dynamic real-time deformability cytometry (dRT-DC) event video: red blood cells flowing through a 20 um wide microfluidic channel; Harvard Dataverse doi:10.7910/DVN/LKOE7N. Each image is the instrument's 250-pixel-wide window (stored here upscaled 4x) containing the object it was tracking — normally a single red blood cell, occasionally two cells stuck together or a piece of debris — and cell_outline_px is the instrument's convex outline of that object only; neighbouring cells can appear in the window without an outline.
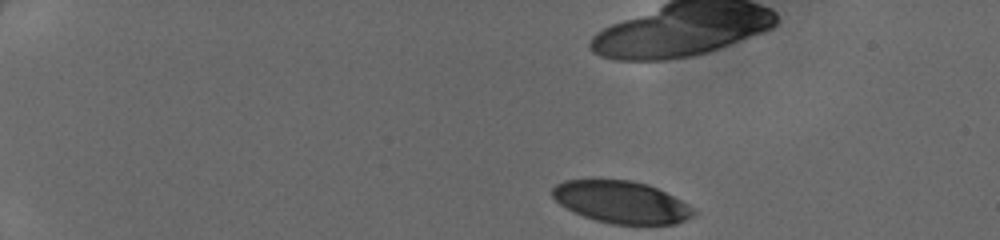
{"species": "human", "species_latin": "Homo sapiens", "temperature_condition": "cold", "stored_images_in_passage": 34, "camera_frame_rate_fps": 3000, "um_per_image_px": 0.085, "donor": {"sex": "female"}, "frame": {"image": 1, "passage_image": 1, "time_ms": 0.0, "image_size_px": [1000, 240], "cell_outline_px": [[696, 216], [676, 224], [612, 224], [596, 220], [572, 212], [560, 204], [552, 196], [552, 188], [556, 184], [564, 180], [632, 180], [648, 184], [688, 204], [696, 212]], "centroid_in_image_um": [52.82, 17.18], "position_along_channel_um": 32.2, "area_um2": 34.62}}